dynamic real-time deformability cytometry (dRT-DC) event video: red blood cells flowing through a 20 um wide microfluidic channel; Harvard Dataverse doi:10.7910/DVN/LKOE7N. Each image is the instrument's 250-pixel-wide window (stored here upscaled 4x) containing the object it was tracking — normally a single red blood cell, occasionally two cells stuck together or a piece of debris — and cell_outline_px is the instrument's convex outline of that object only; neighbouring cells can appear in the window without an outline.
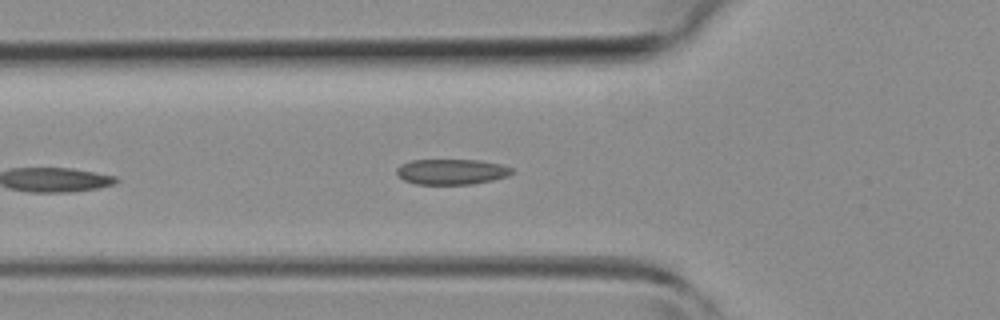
{"species": "common noctule bat (a hibernating species)", "species_latin": "Nyctalus noctula", "temperature_condition": "room temperature", "stored_images_in_passage": 5, "camera_frame_rate_fps": 3000, "um_per_image_px": 0.085, "animal": {"sex": "female", "body_mass_g": 19.3, "forearm_length_mm": 54.1}, "frame": {"image": 1, "passage_image": 5, "time_ms": 4.667, "image_size_px": [1000, 320], "cell_outline_px": [[512, 172], [508, 176], [492, 180], [472, 184], [416, 184], [404, 180], [396, 172], [396, 168], [400, 164], [412, 160], [480, 160], [500, 164], [512, 168]], "centroid_in_image_um": [38.37, 14.59], "position_along_channel_um": 87.4, "area_um2": 17.05}}